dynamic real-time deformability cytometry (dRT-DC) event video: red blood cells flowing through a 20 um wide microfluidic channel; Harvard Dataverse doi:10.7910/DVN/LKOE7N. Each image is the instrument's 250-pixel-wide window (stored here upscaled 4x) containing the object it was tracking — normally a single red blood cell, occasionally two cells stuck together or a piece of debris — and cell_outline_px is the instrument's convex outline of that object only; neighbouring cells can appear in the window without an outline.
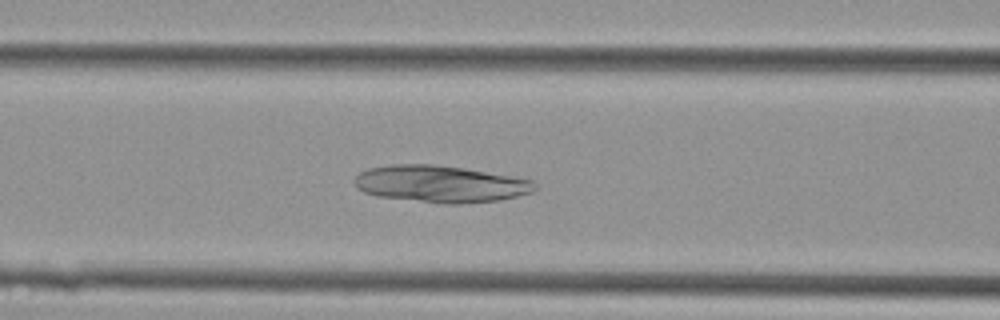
{"species": "Egyptian fruit bat (a non-hibernating species)", "species_latin": "Rousettus aegyptiacus", "temperature_condition": "cold", "stored_images_in_passage": 43, "camera_frame_rate_fps": 3000, "um_per_image_px": 0.085, "animal": {"sex": "female"}, "frame": {"image": 1, "passage_image": 17, "time_ms": 5.333, "image_size_px": [1000, 320], "cell_outline_px": [[540, 188], [532, 192], [500, 200], [460, 204], [440, 204], [380, 196], [364, 192], [356, 188], [356, 176], [360, 172], [368, 168], [392, 164], [432, 164], [464, 168], [532, 180]], "centroid_in_image_um": [37.46, 15.64], "position_along_channel_um": 129.1, "area_um2": 38.73}}
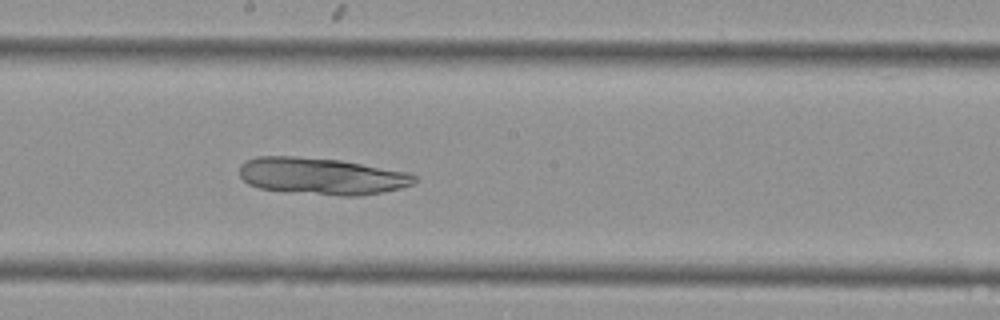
{"frame": {"image": 2, "passage_image": 23, "time_ms": 7.333, "image_size_px": [1000, 320], "cell_outline_px": [[416, 180], [412, 184], [400, 188], [360, 196], [340, 196], [288, 192], [260, 188], [248, 184], [240, 176], [240, 164], [256, 156], [296, 156], [340, 160], [408, 172], [416, 176]], "centroid_in_image_um": [27.31, 14.97], "position_along_channel_um": 220.9, "area_um2": 37.63}}
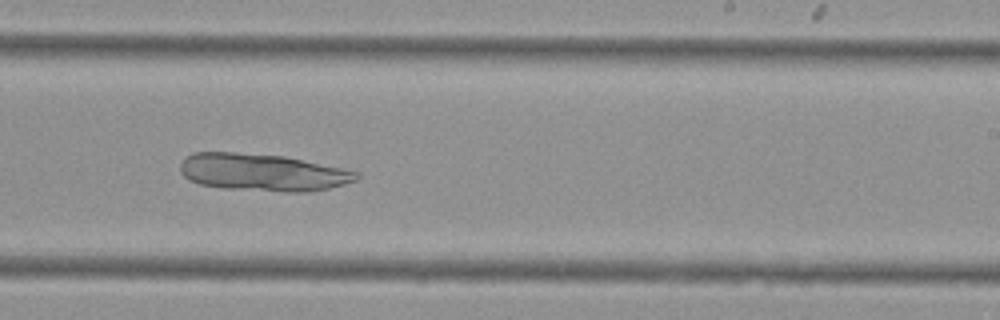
{"frame": {"image": 3, "passage_image": 26, "time_ms": 8.333, "image_size_px": [1000, 320], "cell_outline_px": [[360, 176], [356, 180], [344, 184], [328, 188], [308, 192], [284, 192], [224, 188], [200, 184], [188, 180], [180, 172], [180, 164], [192, 152], [236, 152], [284, 156], [344, 168], [360, 172]], "centroid_in_image_um": [22.34, 14.65], "position_along_channel_um": 266.7, "area_um2": 38.44}}